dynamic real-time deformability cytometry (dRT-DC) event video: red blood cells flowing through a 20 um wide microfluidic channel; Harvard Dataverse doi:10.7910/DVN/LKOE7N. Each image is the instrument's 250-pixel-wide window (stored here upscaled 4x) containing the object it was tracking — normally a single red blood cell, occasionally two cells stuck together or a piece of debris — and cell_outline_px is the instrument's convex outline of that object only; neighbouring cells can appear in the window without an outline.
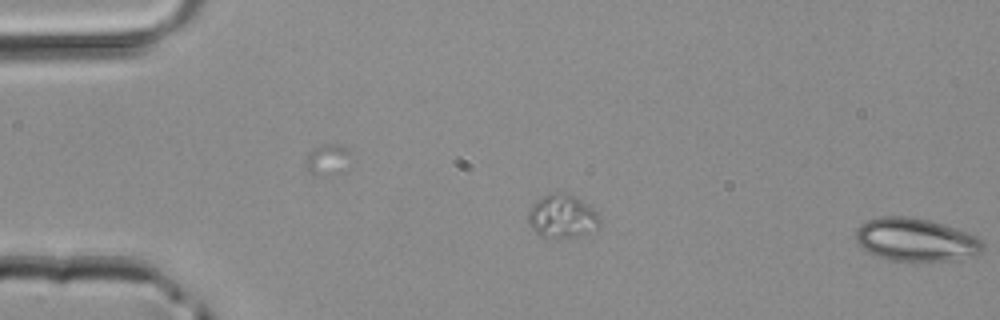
{"species": "common noctule bat (a hibernating species)", "species_latin": "Nyctalus noctula", "temperature_condition": "room temperature", "stored_images_in_passage": 4, "camera_frame_rate_fps": 3000, "um_per_image_px": 0.085, "animal": {"sex": "male", "body_mass_g": 20.4}, "frame": {"image": 1, "passage_image": 4, "time_ms": 1.0, "image_size_px": [1000, 320], "cell_outline_px": [[984, 248], [976, 256], [960, 260], [892, 260], [876, 256], [868, 252], [856, 244], [856, 232], [860, 224], [868, 220], [884, 216], [908, 216], [928, 220], [968, 232], [984, 240]], "centroid_in_image_um": [77.87, 20.38], "position_along_channel_um": 7.1, "area_um2": 31.96}}